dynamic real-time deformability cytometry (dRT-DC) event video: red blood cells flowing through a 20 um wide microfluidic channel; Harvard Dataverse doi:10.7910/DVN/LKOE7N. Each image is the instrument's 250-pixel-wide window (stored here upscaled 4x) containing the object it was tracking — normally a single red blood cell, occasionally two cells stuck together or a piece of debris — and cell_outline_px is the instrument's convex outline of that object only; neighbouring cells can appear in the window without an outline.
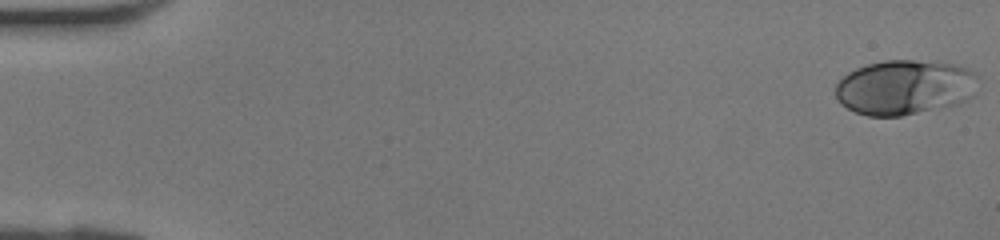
{"species": "human", "species_latin": "Homo sapiens", "temperature_condition": "room temperature", "stored_images_in_passage": 42, "camera_frame_rate_fps": 3000, "um_per_image_px": 0.085, "donor": {"sex": "female"}, "frame": {"image": 1, "passage_image": 1, "time_ms": 0.0, "image_size_px": [1000, 240], "cell_outline_px": [[980, 76], [972, 96], [968, 100], [960, 104], [900, 116], [868, 116], [856, 112], [840, 104], [836, 100], [836, 84], [848, 72], [856, 68], [868, 64], [884, 60], [916, 60], [956, 64], [968, 68], [976, 72]], "centroid_in_image_um": [76.94, 7.42], "position_along_channel_um": 8.1, "area_um2": 46.12}}
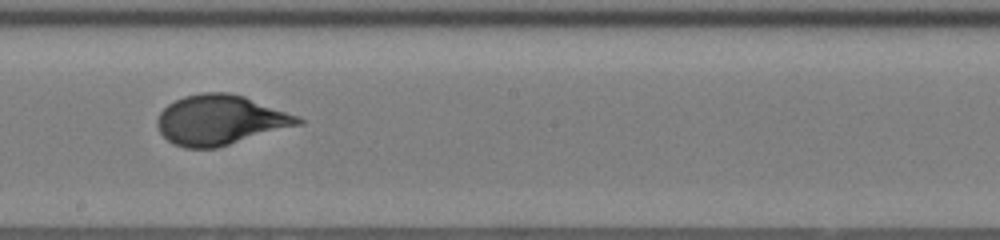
{"frame": {"image": 2, "passage_image": 24, "time_ms": 7.667, "image_size_px": [1000, 240], "cell_outline_px": [[304, 124], [216, 148], [184, 148], [172, 144], [160, 132], [156, 124], [156, 120], [160, 112], [168, 104], [184, 96], [200, 92], [228, 92], [244, 96], [296, 116], [304, 120]], "centroid_in_image_um": [18.69, 10.21], "position_along_channel_um": 229.5, "area_um2": 40.86}}
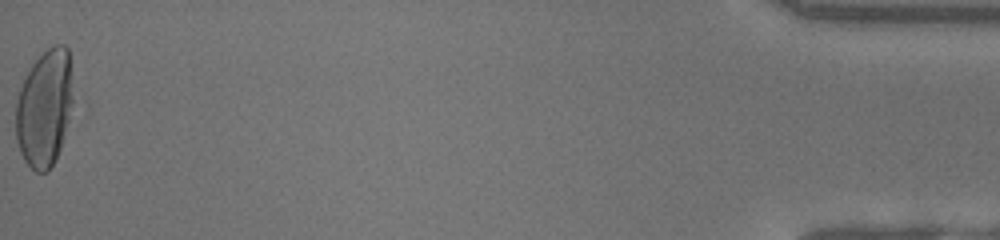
{"frame": {"image": 3, "passage_image": 42, "time_ms": 13.667, "image_size_px": [1000, 240], "cell_outline_px": [[76, 104], [56, 160], [48, 172], [36, 172], [24, 160], [20, 152], [16, 140], [16, 100], [20, 88], [32, 64], [48, 48], [56, 44], [64, 44], [68, 48]], "centroid_in_image_um": [3.84, 9.2], "position_along_channel_um": 431.4, "area_um2": 40.0}}